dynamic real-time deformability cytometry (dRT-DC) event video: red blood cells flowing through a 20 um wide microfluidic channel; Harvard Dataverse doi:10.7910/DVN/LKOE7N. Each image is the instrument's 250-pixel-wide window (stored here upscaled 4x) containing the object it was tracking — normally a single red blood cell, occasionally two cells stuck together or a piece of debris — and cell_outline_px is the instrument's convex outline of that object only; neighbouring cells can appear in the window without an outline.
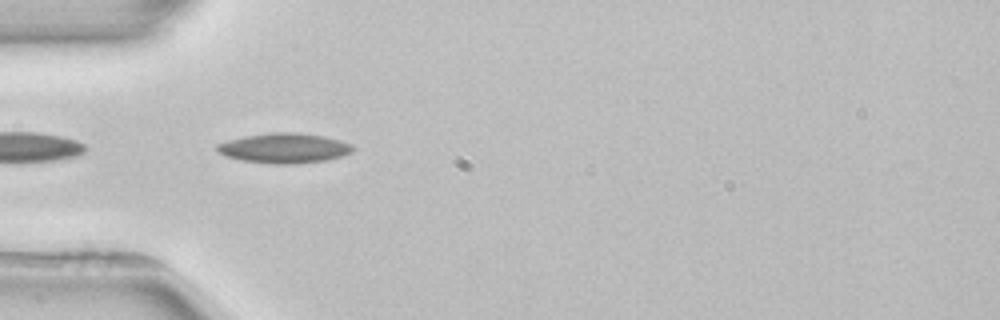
{"species": "common noctule bat (a hibernating species)", "species_latin": "Nyctalus noctula", "temperature_condition": "room temperature", "stored_images_in_passage": 3, "camera_frame_rate_fps": 3000, "um_per_image_px": 0.085, "animal": {"sex": "female", "body_mass_g": 22.7, "forearm_length_mm": 54.2}, "frame": {"image": 1, "passage_image": 2, "time_ms": 1.333, "image_size_px": [1000, 320], "cell_outline_px": [[356, 148], [352, 152], [328, 160], [296, 164], [272, 164], [240, 160], [216, 152], [216, 144], [228, 140], [244, 136], [272, 132], [296, 132], [324, 136], [340, 140], [352, 144]], "centroid_in_image_um": [24.17, 12.59], "position_along_channel_um": 60.8, "area_um2": 23.93}}